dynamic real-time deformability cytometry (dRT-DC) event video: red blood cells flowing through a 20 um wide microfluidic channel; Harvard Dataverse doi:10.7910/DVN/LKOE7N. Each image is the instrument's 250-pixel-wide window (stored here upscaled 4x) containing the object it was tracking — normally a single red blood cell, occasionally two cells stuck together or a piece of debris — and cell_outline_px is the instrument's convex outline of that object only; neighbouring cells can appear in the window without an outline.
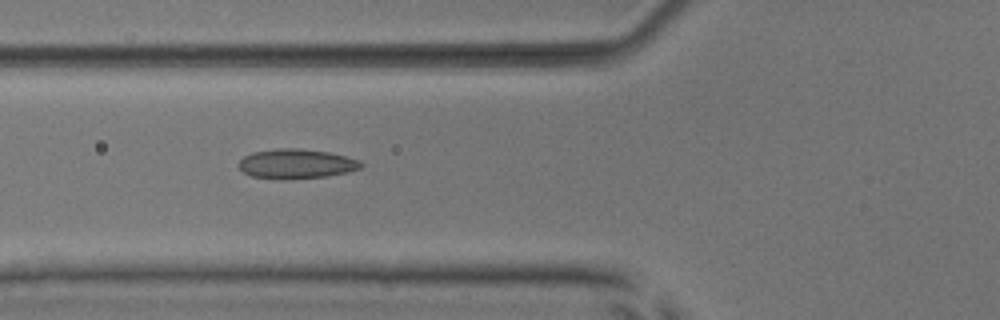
{"species": "common noctule bat (a hibernating species)", "species_latin": "Nyctalus noctula", "temperature_condition": "room temperature", "stored_images_in_passage": 7, "camera_frame_rate_fps": 3000, "um_per_image_px": 0.085, "animal": {"sex": "male", "body_mass_g": 17.9, "forearm_length_mm": 54.2}, "frame": {"image": 1, "passage_image": 6, "time_ms": 5.667, "image_size_px": [1000, 320], "cell_outline_px": [[364, 164], [360, 168], [348, 172], [328, 176], [252, 176], [244, 172], [240, 168], [240, 160], [244, 156], [252, 152], [280, 148], [300, 148], [328, 152], [360, 160]], "centroid_in_image_um": [25.24, 13.86], "position_along_channel_um": 100.6, "area_um2": 20.0}}
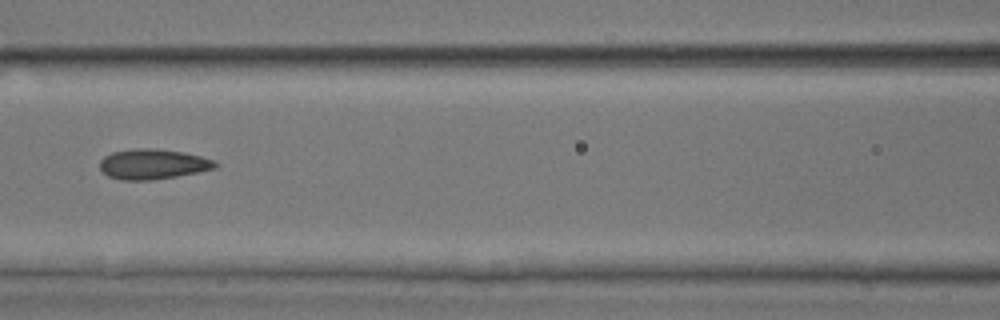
{"frame": {"image": 2, "passage_image": 7, "time_ms": 7.0, "image_size_px": [1000, 320], "cell_outline_px": [[220, 164], [216, 168], [176, 176], [152, 180], [124, 180], [108, 176], [100, 168], [100, 160], [104, 156], [112, 152], [136, 148], [156, 148], [184, 152], [216, 160]], "centroid_in_image_um": [13.02, 13.94], "position_along_channel_um": 153.6, "area_um2": 20.35}}